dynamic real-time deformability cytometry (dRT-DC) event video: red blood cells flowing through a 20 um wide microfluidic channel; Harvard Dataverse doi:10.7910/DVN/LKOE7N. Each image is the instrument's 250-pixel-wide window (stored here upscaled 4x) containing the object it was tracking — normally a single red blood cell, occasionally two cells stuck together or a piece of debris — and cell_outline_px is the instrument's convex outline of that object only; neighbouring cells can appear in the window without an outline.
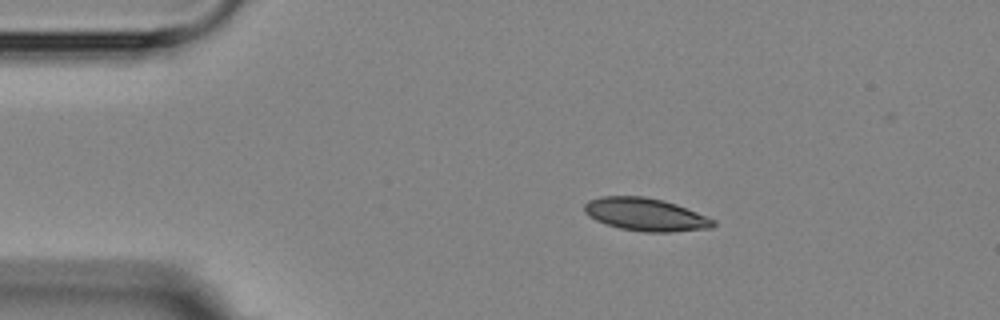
{"species": "Egyptian fruit bat (a non-hibernating species)", "species_latin": "Rousettus aegyptiacus", "temperature_condition": "room temperature", "stored_images_in_passage": 6, "camera_frame_rate_fps": 3000, "um_per_image_px": 0.085, "animal": {"sex": "female"}, "frame": {"image": 1, "passage_image": 3, "time_ms": 2.333, "image_size_px": [1000, 320], "cell_outline_px": [[716, 224], [712, 228], [672, 232], [644, 232], [620, 228], [596, 220], [588, 216], [584, 212], [584, 204], [588, 200], [600, 196], [644, 196], [676, 204], [708, 216], [716, 220]], "centroid_in_image_um": [54.89, 18.23], "position_along_channel_um": 30.1, "area_um2": 24.74}}
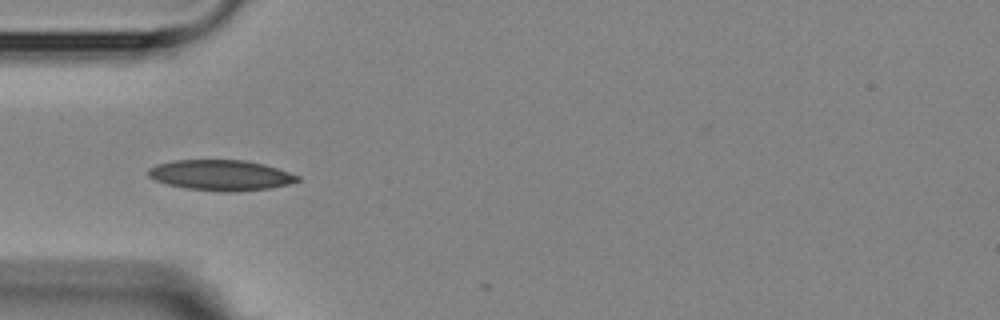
{"frame": {"image": 2, "passage_image": 5, "time_ms": 4.667, "image_size_px": [1000, 320], "cell_outline_px": [[300, 180], [288, 184], [272, 188], [236, 192], [224, 192], [188, 188], [168, 184], [156, 180], [148, 176], [148, 168], [156, 164], [176, 160], [244, 160], [264, 164], [300, 176]], "centroid_in_image_um": [18.78, 14.89], "position_along_channel_um": 66.2, "area_um2": 26.47}}